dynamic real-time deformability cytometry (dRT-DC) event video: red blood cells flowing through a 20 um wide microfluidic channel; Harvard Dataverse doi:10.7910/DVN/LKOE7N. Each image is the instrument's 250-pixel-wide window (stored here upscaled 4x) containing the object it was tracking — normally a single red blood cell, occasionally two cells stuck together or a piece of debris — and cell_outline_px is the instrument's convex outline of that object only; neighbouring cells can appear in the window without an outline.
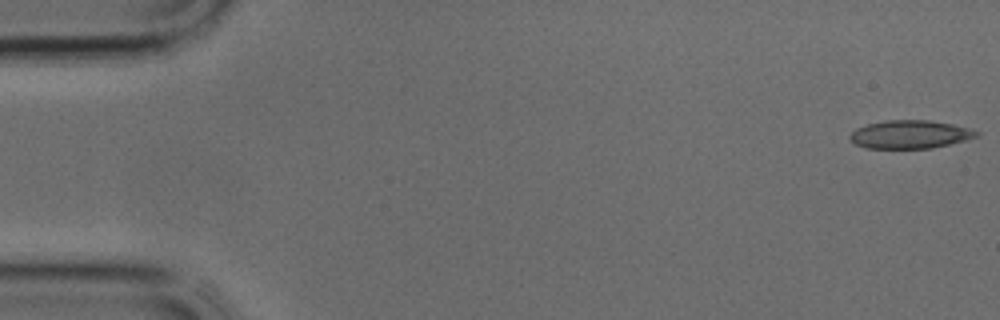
{"species": "common noctule bat (a hibernating species)", "species_latin": "Nyctalus noctula", "temperature_condition": "cold", "stored_images_in_passage": 38, "camera_frame_rate_fps": 3000, "um_per_image_px": 0.085, "animal": {"sex": "male", "body_mass_g": 17.9, "forearm_length_mm": 54.2}, "frame": {"image": 1, "passage_image": 1, "time_ms": 0.0, "image_size_px": [1000, 320], "cell_outline_px": [[980, 132], [976, 136], [964, 140], [932, 148], [864, 148], [856, 144], [848, 136], [856, 128], [868, 124], [884, 120], [928, 120], [952, 124], [968, 128]], "centroid_in_image_um": [77.31, 11.42], "position_along_channel_um": 7.7, "area_um2": 20.58}}
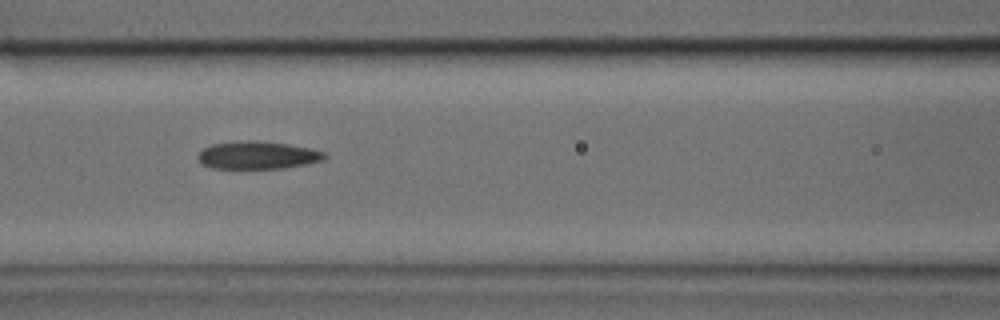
{"frame": {"image": 2, "passage_image": 16, "time_ms": 5.0, "image_size_px": [1000, 320], "cell_outline_px": [[328, 156], [324, 160], [308, 164], [284, 168], [212, 168], [204, 164], [196, 156], [204, 148], [212, 144], [236, 140], [256, 140], [288, 144], [312, 148], [324, 152]], "centroid_in_image_um": [21.94, 13.18], "position_along_channel_um": 144.7, "area_um2": 20.63}}
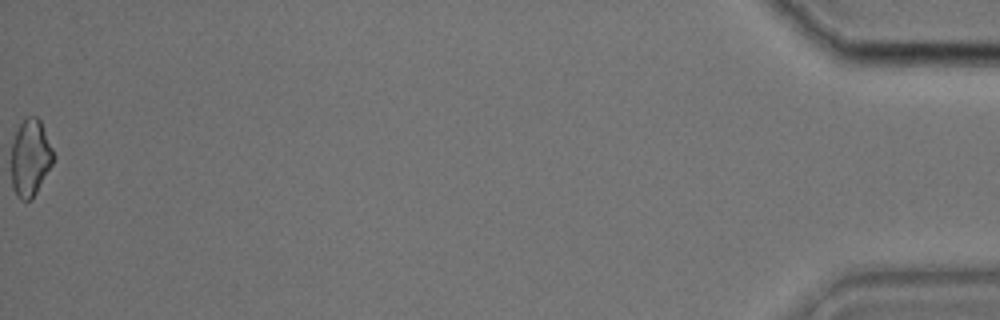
{"frame": {"image": 3, "passage_image": 38, "time_ms": 12.333, "image_size_px": [1000, 320], "cell_outline_px": [[56, 156], [52, 164], [32, 200], [20, 200], [16, 196], [12, 188], [12, 140], [24, 116], [36, 116], [40, 120]], "centroid_in_image_um": [2.58, 13.41], "position_along_channel_um": 432.6, "area_um2": 19.02}}